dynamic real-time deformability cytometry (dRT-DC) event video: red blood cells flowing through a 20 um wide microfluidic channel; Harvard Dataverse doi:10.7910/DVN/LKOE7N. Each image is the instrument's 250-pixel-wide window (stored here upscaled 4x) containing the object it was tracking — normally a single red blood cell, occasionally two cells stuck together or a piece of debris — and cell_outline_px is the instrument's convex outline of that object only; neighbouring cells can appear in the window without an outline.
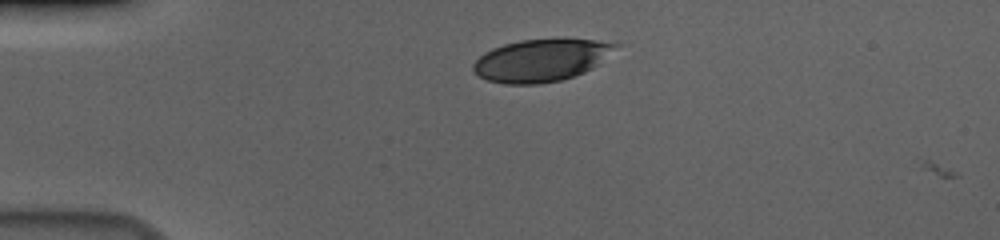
{"species": "human", "species_latin": "Homo sapiens", "temperature_condition": "cold", "stored_images_in_passage": 2, "camera_frame_rate_fps": 3000, "um_per_image_px": 0.085, "donor": {"sex": "male"}, "frame": {"image": 1, "passage_image": 1, "time_ms": 0.0, "image_size_px": [1000, 240], "cell_outline_px": [[620, 44], [592, 68], [584, 72], [560, 80], [540, 84], [504, 84], [488, 80], [480, 76], [472, 68], [472, 64], [484, 52], [492, 48], [504, 44], [520, 40], [564, 36], [596, 40]], "centroid_in_image_um": [45.99, 5.08], "position_along_channel_um": 39.0, "area_um2": 35.49}}